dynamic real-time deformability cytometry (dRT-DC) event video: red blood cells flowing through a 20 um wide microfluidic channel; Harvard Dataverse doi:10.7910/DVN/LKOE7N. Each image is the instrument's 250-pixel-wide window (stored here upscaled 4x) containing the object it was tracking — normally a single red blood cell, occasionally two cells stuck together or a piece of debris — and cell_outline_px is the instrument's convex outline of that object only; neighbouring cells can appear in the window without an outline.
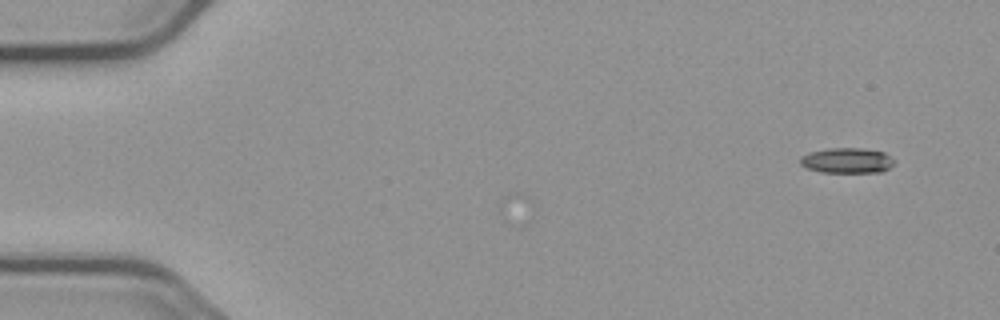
{"species": "common noctule bat (a hibernating species)", "species_latin": "Nyctalus noctula", "temperature_condition": "cold", "stored_images_in_passage": 2, "camera_frame_rate_fps": 3000, "um_per_image_px": 0.085, "animal": {"sex": "male", "body_mass_g": 23.1, "forearm_length_mm": 52.7}, "frame": {"image": 1, "passage_image": 2, "time_ms": 1.333, "image_size_px": [1000, 320], "cell_outline_px": [[896, 164], [880, 172], [820, 172], [808, 168], [800, 164], [800, 156], [808, 152], [828, 148], [864, 148], [884, 152], [896, 160]], "centroid_in_image_um": [72.01, 13.63], "position_along_channel_um": 13.0, "area_um2": 14.05}}